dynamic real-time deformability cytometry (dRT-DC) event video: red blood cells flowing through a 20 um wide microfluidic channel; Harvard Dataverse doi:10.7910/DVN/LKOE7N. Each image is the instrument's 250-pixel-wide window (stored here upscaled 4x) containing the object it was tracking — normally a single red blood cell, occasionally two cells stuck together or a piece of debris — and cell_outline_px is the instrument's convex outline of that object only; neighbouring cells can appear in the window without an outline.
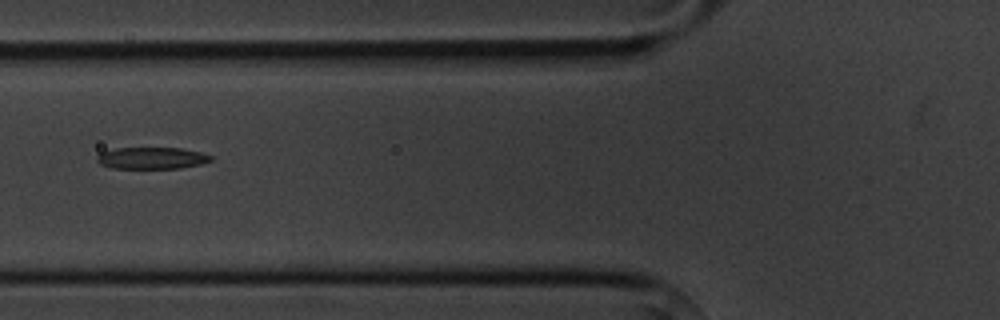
{"species": "common noctule bat (a hibernating species)", "species_latin": "Nyctalus noctula", "temperature_condition": "cold", "stored_images_in_passage": 8, "camera_frame_rate_fps": 3000, "um_per_image_px": 0.085, "animal": {"sex": "male", "body_mass_g": 20.1, "forearm_length_mm": 53.5}, "frame": {"image": 1, "passage_image": 7, "time_ms": 7.0, "image_size_px": [1000, 320], "cell_outline_px": [[212, 160], [200, 164], [180, 168], [112, 168], [100, 164], [96, 160], [96, 156], [100, 152], [116, 148], [180, 148], [200, 152], [212, 156]], "centroid_in_image_um": [12.86, 13.43], "position_along_channel_um": 112.9, "area_um2": 14.39}}
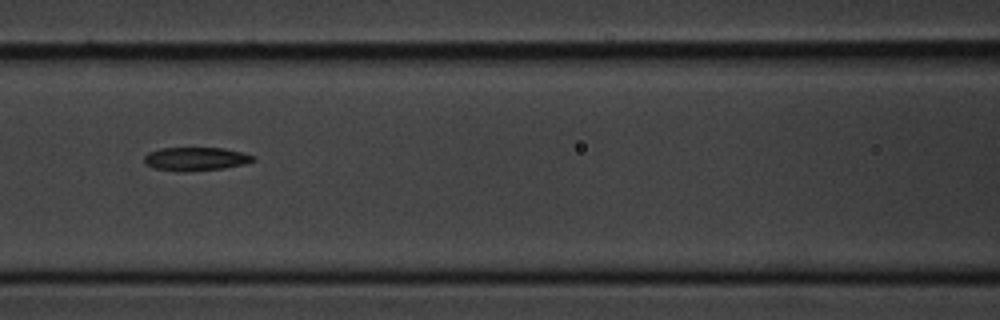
{"frame": {"image": 2, "passage_image": 8, "time_ms": 8.0, "image_size_px": [1000, 320], "cell_outline_px": [[256, 160], [244, 164], [224, 168], [184, 172], [176, 172], [152, 168], [144, 164], [144, 156], [148, 152], [160, 148], [224, 148], [256, 156]], "centroid_in_image_um": [16.59, 13.52], "position_along_channel_um": 150.0, "area_um2": 15.14}}